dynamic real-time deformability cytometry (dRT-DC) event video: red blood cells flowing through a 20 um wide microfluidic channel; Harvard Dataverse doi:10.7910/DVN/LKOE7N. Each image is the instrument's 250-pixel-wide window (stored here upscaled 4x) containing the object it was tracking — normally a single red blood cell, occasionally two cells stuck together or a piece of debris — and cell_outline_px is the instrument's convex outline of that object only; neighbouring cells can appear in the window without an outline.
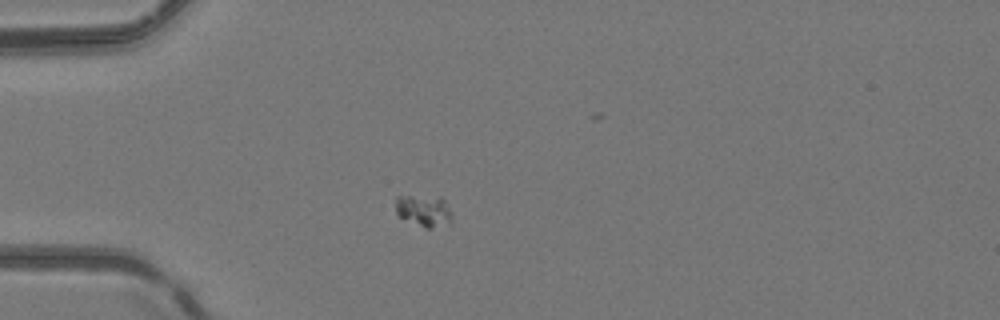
{"species": "common noctule bat (a hibernating species)", "species_latin": "Nyctalus noctula", "temperature_condition": "room temperature", "stored_images_in_passage": 44, "camera_frame_rate_fps": 3000, "um_per_image_px": 0.085, "animal": {"sex": "female", "body_mass_g": 24.6, "forearm_length_mm": 56.2}, "frame": {"image": 1, "passage_image": 7, "time_ms": 2.0, "image_size_px": [1000, 320], "cell_outline_px": [[452, 224], [432, 228], [424, 228], [400, 216], [396, 212], [396, 196], [440, 196], [444, 200], [452, 212]], "centroid_in_image_um": [36.09, 17.91], "position_along_channel_um": 48.9, "area_um2": 10.58}}
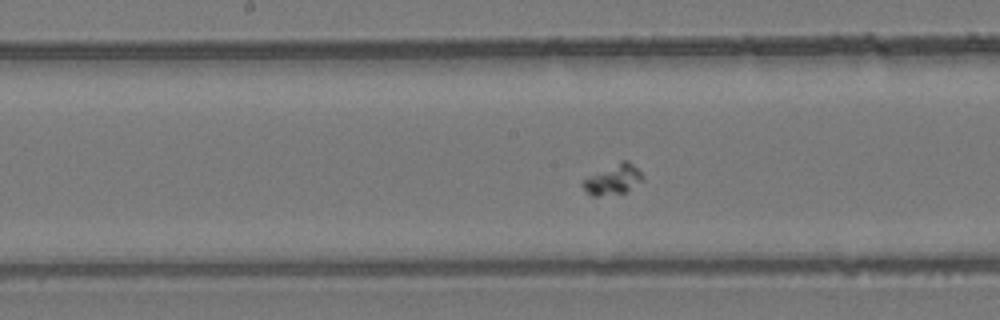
{"frame": {"image": 2, "passage_image": 19, "time_ms": 6.0, "image_size_px": [1000, 320], "cell_outline_px": [[644, 180], [628, 192], [600, 196], [592, 196], [580, 184], [584, 180], [620, 160], [628, 160], [644, 176]], "centroid_in_image_um": [52.17, 15.27], "position_along_channel_um": 196.0, "area_um2": 10.4}}
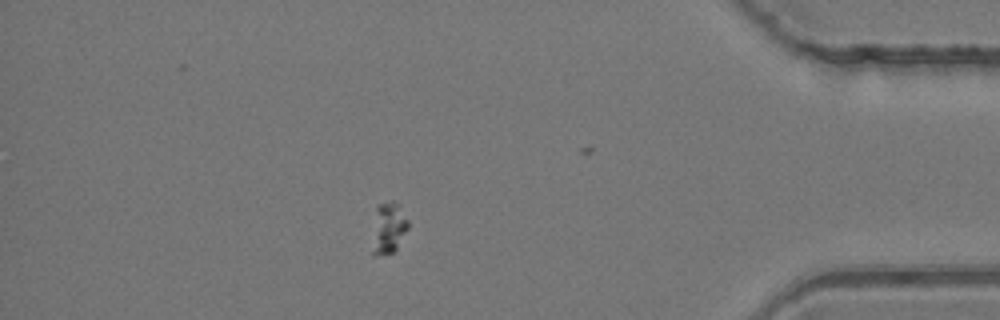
{"frame": {"image": 3, "passage_image": 37, "time_ms": 12.0, "image_size_px": [1000, 320], "cell_outline_px": [[408, 228], [396, 248], [392, 252], [376, 256], [372, 256], [372, 252], [376, 208], [380, 204], [392, 200], [400, 204], [408, 220]], "centroid_in_image_um": [33.04, 19.36], "position_along_channel_um": 402.2, "area_um2": 10.58}}